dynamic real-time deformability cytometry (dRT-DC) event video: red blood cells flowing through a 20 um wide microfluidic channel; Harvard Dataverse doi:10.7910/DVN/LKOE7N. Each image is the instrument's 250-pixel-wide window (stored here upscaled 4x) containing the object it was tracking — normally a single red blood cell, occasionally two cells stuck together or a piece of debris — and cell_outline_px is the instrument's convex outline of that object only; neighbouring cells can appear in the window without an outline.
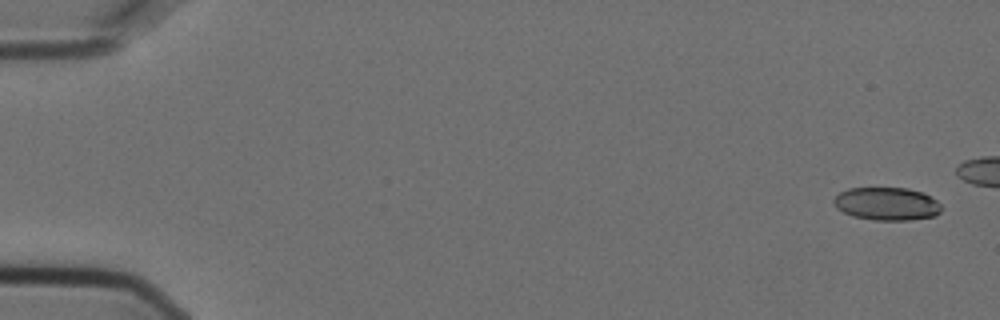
{"species": "Egyptian fruit bat (a non-hibernating species)", "species_latin": "Rousettus aegyptiacus", "temperature_condition": "cold", "stored_images_in_passage": 8, "camera_frame_rate_fps": 3000, "um_per_image_px": 0.085, "animal": {"sex": "female"}, "frame": {"image": 1, "passage_image": 1, "time_ms": 0.0, "image_size_px": [1000, 320], "cell_outline_px": [[940, 212], [936, 216], [912, 220], [872, 220], [852, 216], [836, 208], [832, 200], [840, 192], [848, 188], [908, 188], [924, 192], [936, 200], [940, 204]], "centroid_in_image_um": [75.38, 17.32], "position_along_channel_um": 9.6, "area_um2": 20.87}}